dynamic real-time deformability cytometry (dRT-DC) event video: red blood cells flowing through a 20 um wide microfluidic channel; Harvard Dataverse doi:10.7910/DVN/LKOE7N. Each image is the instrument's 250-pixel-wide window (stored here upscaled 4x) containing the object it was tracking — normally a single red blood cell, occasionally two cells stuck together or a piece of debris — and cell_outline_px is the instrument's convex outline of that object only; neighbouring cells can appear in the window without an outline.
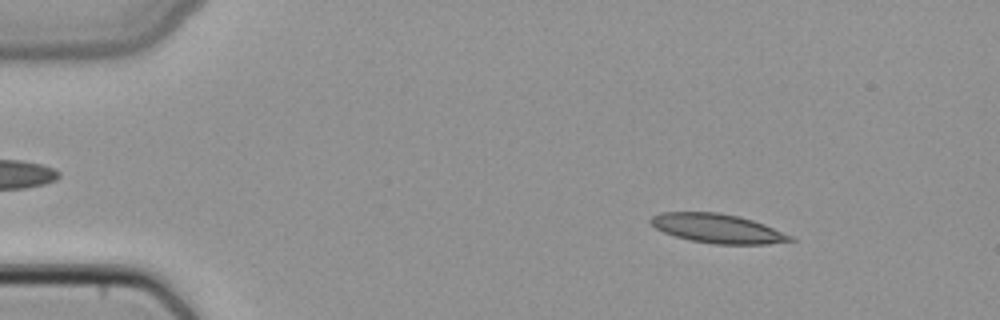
{"species": "common noctule bat (a hibernating species)", "species_latin": "Nyctalus noctula", "temperature_condition": "cold", "stored_images_in_passage": 4, "camera_frame_rate_fps": 3000, "um_per_image_px": 0.085, "animal": {"sex": "female", "body_mass_g": 22.7, "forearm_length_mm": 54.2}, "frame": {"image": 1, "passage_image": 2, "time_ms": 0.333, "image_size_px": [1000, 320], "cell_outline_px": [[796, 240], [768, 244], [716, 244], [692, 240], [676, 236], [664, 232], [656, 228], [648, 220], [652, 216], [660, 212], [720, 212], [740, 216], [764, 224], [792, 236]], "centroid_in_image_um": [60.99, 19.41], "position_along_channel_um": 24.0, "area_um2": 23.58}}
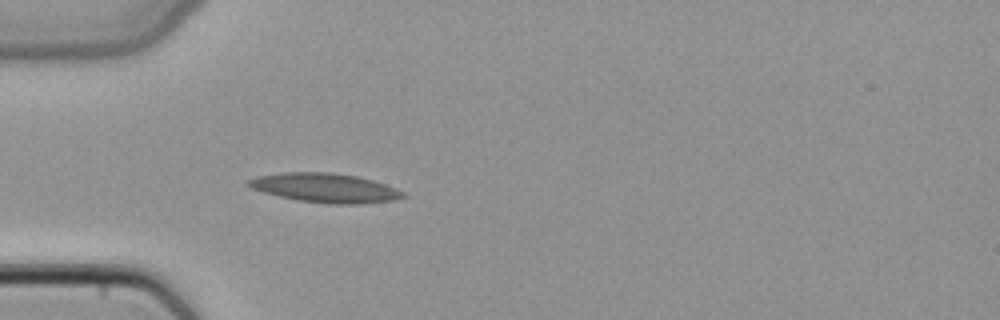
{"frame": {"image": 2, "passage_image": 4, "time_ms": 1.0, "image_size_px": [1000, 320], "cell_outline_px": [[408, 196], [396, 200], [360, 204], [328, 204], [296, 200], [264, 192], [252, 188], [244, 184], [248, 180], [256, 176], [284, 172], [332, 172], [356, 176], [372, 180], [396, 188], [404, 192]], "centroid_in_image_um": [27.65, 15.97], "position_along_channel_um": 57.4, "area_um2": 26.47}}